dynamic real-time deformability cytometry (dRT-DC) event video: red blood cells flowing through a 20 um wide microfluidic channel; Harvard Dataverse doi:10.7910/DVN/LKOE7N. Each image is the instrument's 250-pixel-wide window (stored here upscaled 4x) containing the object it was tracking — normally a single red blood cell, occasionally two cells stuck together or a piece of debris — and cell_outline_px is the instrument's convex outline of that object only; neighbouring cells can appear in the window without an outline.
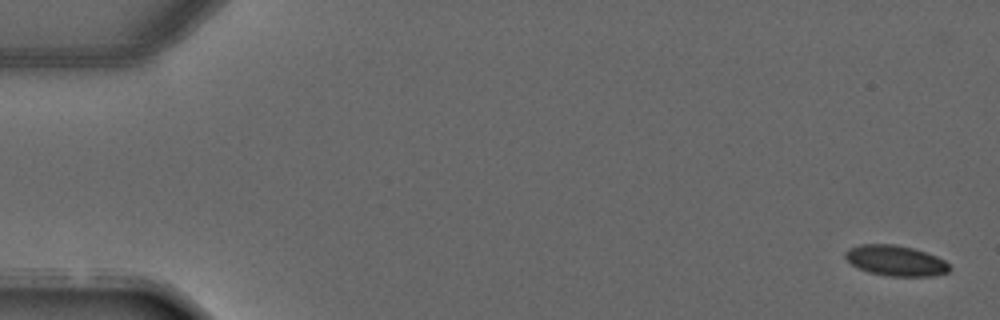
{"species": "common noctule bat (a hibernating species)", "species_latin": "Nyctalus noctula", "temperature_condition": "warm", "stored_images_in_passage": 4, "camera_frame_rate_fps": 3000, "um_per_image_px": 0.085, "animal": {"sex": "male", "forearm_length_mm": 52.5}, "frame": {"image": 1, "passage_image": 1, "time_ms": 0.0, "image_size_px": [1000, 320], "cell_outline_px": [[952, 268], [948, 272], [932, 276], [888, 276], [868, 272], [852, 264], [844, 256], [844, 252], [848, 248], [860, 244], [896, 244], [912, 248], [936, 256], [944, 260]], "centroid_in_image_um": [76.12, 22.15], "position_along_channel_um": 8.9, "area_um2": 18.5}}
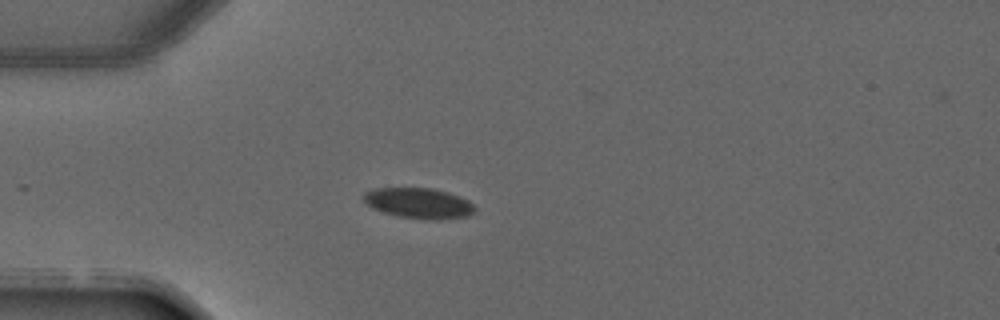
{"frame": {"image": 2, "passage_image": 4, "time_ms": 3.667, "image_size_px": [1000, 320], "cell_outline_px": [[476, 212], [468, 216], [440, 220], [432, 220], [400, 216], [384, 212], [372, 208], [364, 200], [364, 192], [372, 188], [432, 188], [448, 192], [460, 196], [468, 200], [476, 208]], "centroid_in_image_um": [35.63, 17.26], "position_along_channel_um": 49.4, "area_um2": 19.83}}